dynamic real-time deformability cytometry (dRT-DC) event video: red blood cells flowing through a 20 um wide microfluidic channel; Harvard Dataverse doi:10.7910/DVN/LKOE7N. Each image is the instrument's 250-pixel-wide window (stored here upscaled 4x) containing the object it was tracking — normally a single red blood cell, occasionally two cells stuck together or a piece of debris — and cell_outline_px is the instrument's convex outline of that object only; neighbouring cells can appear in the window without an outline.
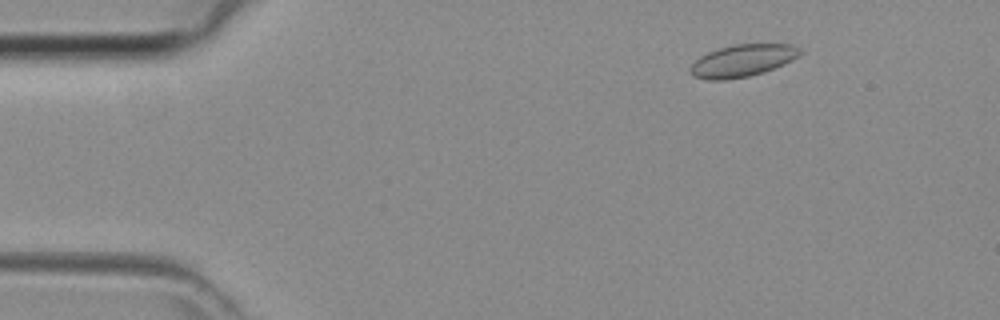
{"species": "common noctule bat (a hibernating species)", "species_latin": "Nyctalus noctula", "temperature_condition": "room temperature", "stored_images_in_passage": 44, "camera_frame_rate_fps": 3000, "um_per_image_px": 0.085, "animal": {"sex": "female", "body_mass_g": 29.2, "forearm_length_mm": 56.3}, "frame": {"image": 1, "passage_image": 6, "time_ms": 1.667, "image_size_px": [1000, 320], "cell_outline_px": [[804, 52], [800, 56], [784, 64], [764, 72], [748, 76], [724, 80], [708, 80], [692, 76], [688, 72], [688, 68], [700, 56], [708, 52], [732, 44], [792, 44], [800, 48]], "centroid_in_image_um": [63.11, 5.15], "position_along_channel_um": 21.9, "area_um2": 20.81}}
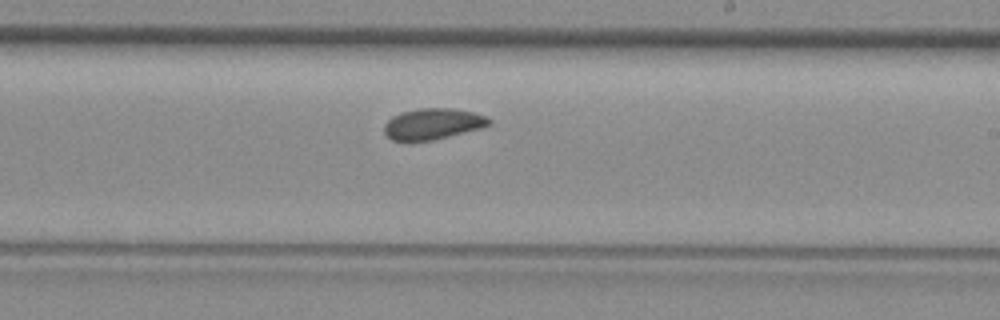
{"frame": {"image": 2, "passage_image": 26, "time_ms": 8.333, "image_size_px": [1000, 320], "cell_outline_px": [[492, 124], [480, 128], [432, 140], [392, 140], [384, 132], [384, 124], [392, 116], [400, 112], [420, 108], [452, 108], [472, 112], [484, 116], [492, 120]], "centroid_in_image_um": [36.78, 10.51], "position_along_channel_um": 252.2, "area_um2": 18.73}}
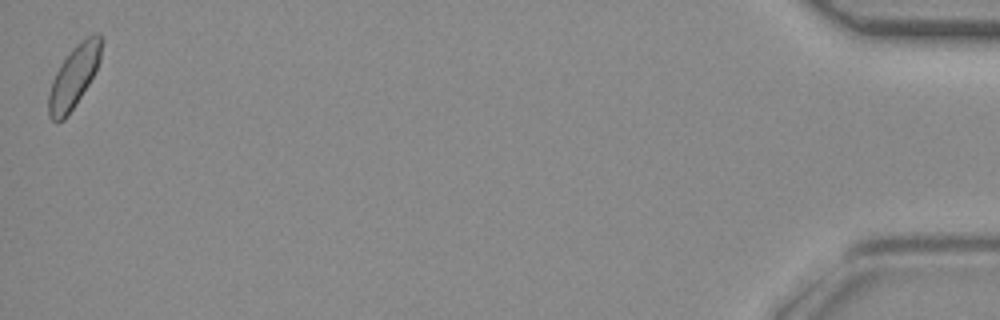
{"frame": {"image": 3, "passage_image": 44, "time_ms": 14.333, "image_size_px": [1000, 320], "cell_outline_px": [[104, 40], [100, 60], [88, 84], [64, 120], [52, 120], [48, 116], [48, 92], [52, 80], [60, 64], [72, 48], [76, 44], [88, 36], [100, 32], [104, 36]], "centroid_in_image_um": [6.29, 6.45], "position_along_channel_um": 428.9, "area_um2": 18.96}}